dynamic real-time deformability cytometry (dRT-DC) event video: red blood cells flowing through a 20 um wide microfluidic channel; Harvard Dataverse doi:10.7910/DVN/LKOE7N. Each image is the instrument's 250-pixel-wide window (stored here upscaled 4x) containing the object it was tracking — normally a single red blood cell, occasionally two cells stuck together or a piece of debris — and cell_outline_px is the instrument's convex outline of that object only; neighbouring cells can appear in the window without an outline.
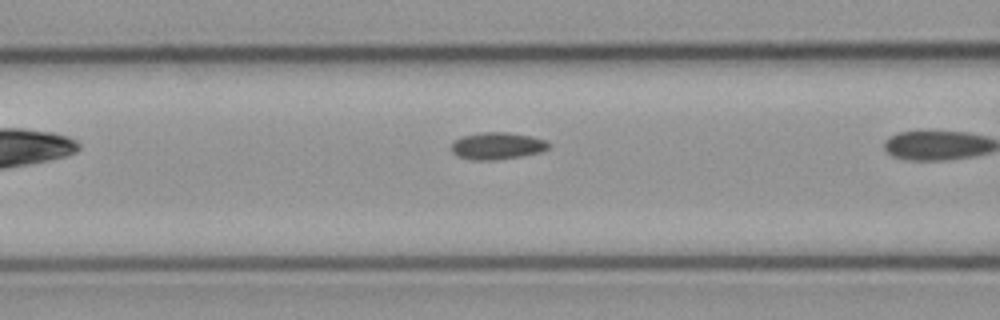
{"species": "common noctule bat (a hibernating species)", "species_latin": "Nyctalus noctula", "temperature_condition": "cold", "stored_images_in_passage": 8, "camera_frame_rate_fps": 3000, "um_per_image_px": 0.085, "animal": {"sex": "male", "body_mass_g": 23.1, "forearm_length_mm": 52.7}, "frame": {"image": 1, "passage_image": 7, "time_ms": 2.0, "image_size_px": [1000, 320], "cell_outline_px": [[552, 144], [548, 148], [540, 152], [520, 156], [496, 160], [472, 160], [456, 156], [452, 152], [452, 144], [456, 140], [464, 136], [480, 132], [508, 132], [532, 136], [548, 140]], "centroid_in_image_um": [42.3, 12.39], "position_along_channel_um": 124.3, "area_um2": 15.43}}